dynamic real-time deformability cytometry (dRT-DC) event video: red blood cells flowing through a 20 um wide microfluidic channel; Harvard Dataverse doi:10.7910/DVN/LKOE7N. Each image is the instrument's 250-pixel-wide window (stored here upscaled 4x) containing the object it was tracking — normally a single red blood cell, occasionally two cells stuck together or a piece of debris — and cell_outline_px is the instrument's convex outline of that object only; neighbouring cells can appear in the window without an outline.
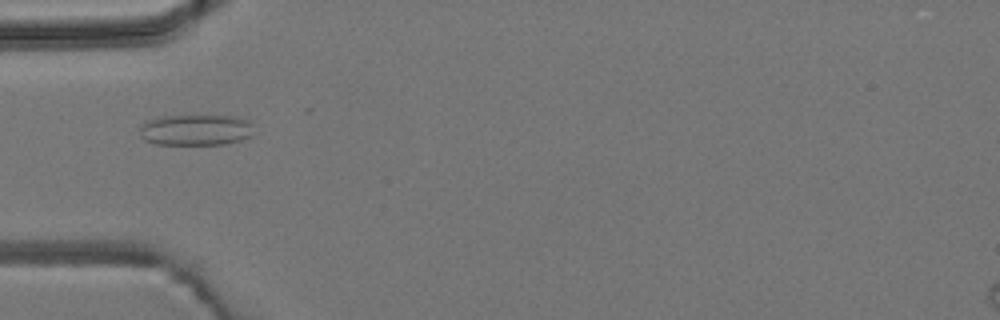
{"species": "common noctule bat (a hibernating species)", "species_latin": "Nyctalus noctula", "temperature_condition": "room temperature", "stored_images_in_passage": 1, "camera_frame_rate_fps": 3000, "um_per_image_px": 0.085, "animal": {"sex": "male", "body_mass_g": 19.2, "forearm_length_mm": 51.8}, "frame": {"image": 1, "passage_image": 1, "time_ms": 0.0, "image_size_px": [1000, 320], "cell_outline_px": [[252, 136], [240, 140], [224, 144], [156, 144], [144, 140], [140, 136], [140, 128], [148, 120], [160, 116], [236, 116], [252, 120]], "centroid_in_image_um": [16.67, 11.04], "position_along_channel_um": 68.3, "area_um2": 20.69}}